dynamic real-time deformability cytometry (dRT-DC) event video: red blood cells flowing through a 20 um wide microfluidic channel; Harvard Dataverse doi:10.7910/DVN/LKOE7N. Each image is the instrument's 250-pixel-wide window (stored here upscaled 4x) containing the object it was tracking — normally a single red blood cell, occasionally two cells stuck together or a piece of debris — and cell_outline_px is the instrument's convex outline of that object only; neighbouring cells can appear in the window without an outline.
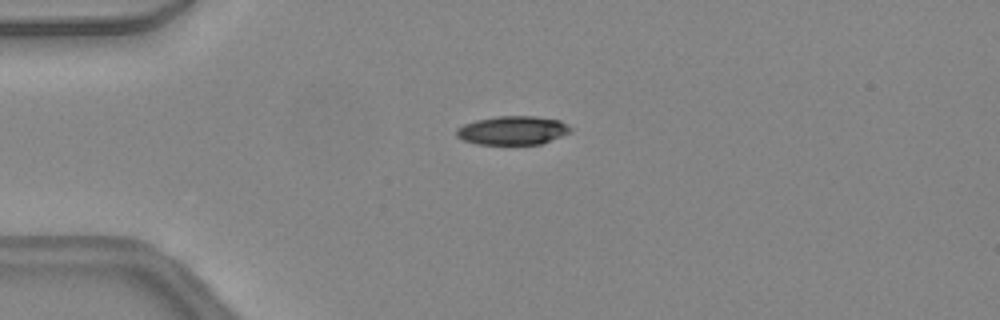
{"species": "common noctule bat (a hibernating species)", "species_latin": "Nyctalus noctula", "temperature_condition": "warm", "stored_images_in_passage": 31, "camera_frame_rate_fps": 3000, "um_per_image_px": 0.085, "animal": {"sex": "female", "body_mass_g": 24.6, "forearm_length_mm": 56.2}, "frame": {"image": 1, "passage_image": 1, "time_ms": 0.0, "image_size_px": [1000, 320], "cell_outline_px": [[572, 132], [540, 144], [476, 144], [464, 140], [456, 136], [456, 128], [464, 124], [476, 120], [496, 116], [536, 116], [560, 120], [572, 128]], "centroid_in_image_um": [43.58, 11.08], "position_along_channel_um": 41.4, "area_um2": 19.13}}
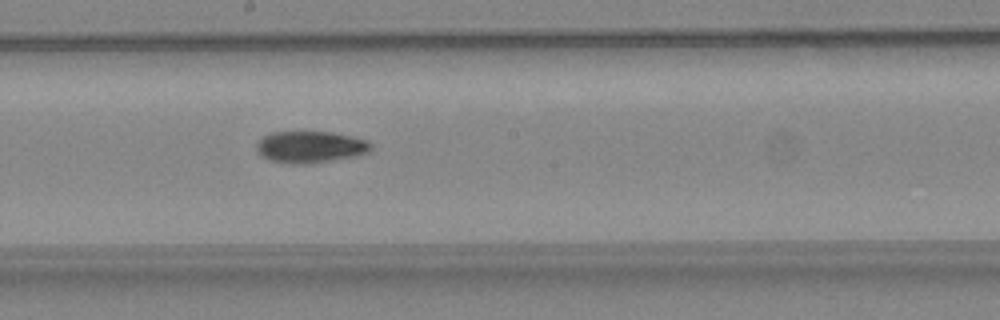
{"frame": {"image": 2, "passage_image": 15, "time_ms": 4.667, "image_size_px": [1000, 320], "cell_outline_px": [[372, 148], [368, 152], [356, 156], [312, 164], [292, 164], [268, 160], [260, 156], [256, 152], [256, 144], [264, 136], [272, 132], [332, 132], [352, 136], [368, 140], [372, 144]], "centroid_in_image_um": [26.37, 12.5], "position_along_channel_um": 221.8, "area_um2": 21.44}}
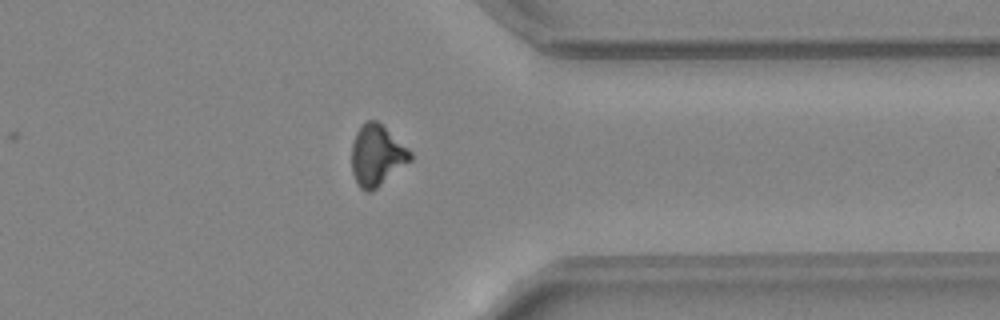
{"frame": {"image": 3, "passage_image": 26, "time_ms": 8.333, "image_size_px": [1000, 320], "cell_outline_px": [[412, 160], [372, 192], [364, 192], [360, 188], [352, 172], [352, 144], [356, 132], [368, 120], [376, 120], [408, 148], [412, 152]], "centroid_in_image_um": [32.04, 13.24], "position_along_channel_um": 379.4, "area_um2": 20.69}, "authors_computed_cell_mechanics": {"area_um2": 20.6924, "velocity_mm_per_s": 4.4834, "shape_relaxation_time_tau1_ms": 5.2896, "shape_relaxation_time_tau2_ms": 7.4835, "deformation_change_tau1": 0.1935, "deformation_change_tau2": 0.1724}}